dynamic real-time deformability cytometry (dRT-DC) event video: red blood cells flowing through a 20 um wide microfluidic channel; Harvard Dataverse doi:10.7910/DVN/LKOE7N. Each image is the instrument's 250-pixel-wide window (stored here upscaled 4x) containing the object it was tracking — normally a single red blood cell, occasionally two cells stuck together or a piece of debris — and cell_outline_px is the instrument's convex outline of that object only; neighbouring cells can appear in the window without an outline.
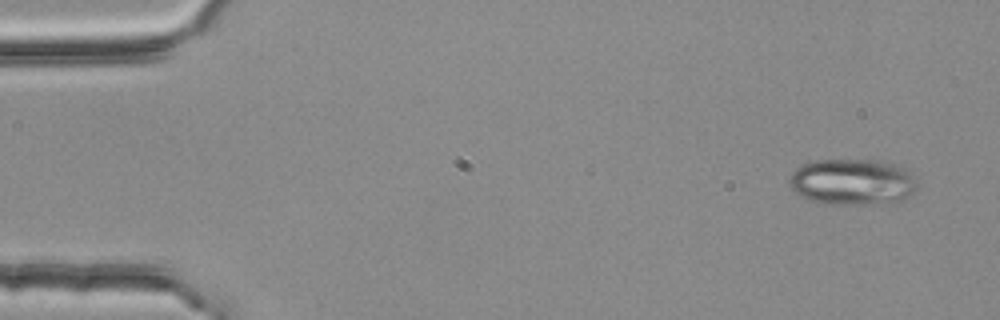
{"species": "common noctule bat (a hibernating species)", "species_latin": "Nyctalus noctula", "temperature_condition": "room temperature", "stored_images_in_passage": 3, "camera_frame_rate_fps": 3000, "um_per_image_px": 0.085, "animal": {"sex": "female", "body_mass_g": 25.1}, "frame": {"image": 1, "passage_image": 1, "time_ms": 0.0, "image_size_px": [1000, 320], "cell_outline_px": [[916, 188], [912, 196], [904, 200], [884, 204], [860, 204], [812, 200], [800, 196], [788, 184], [788, 176], [796, 168], [804, 164], [816, 160], [884, 160], [904, 168], [916, 176]], "centroid_in_image_um": [72.52, 15.44], "position_along_channel_um": 12.5, "area_um2": 34.45}}